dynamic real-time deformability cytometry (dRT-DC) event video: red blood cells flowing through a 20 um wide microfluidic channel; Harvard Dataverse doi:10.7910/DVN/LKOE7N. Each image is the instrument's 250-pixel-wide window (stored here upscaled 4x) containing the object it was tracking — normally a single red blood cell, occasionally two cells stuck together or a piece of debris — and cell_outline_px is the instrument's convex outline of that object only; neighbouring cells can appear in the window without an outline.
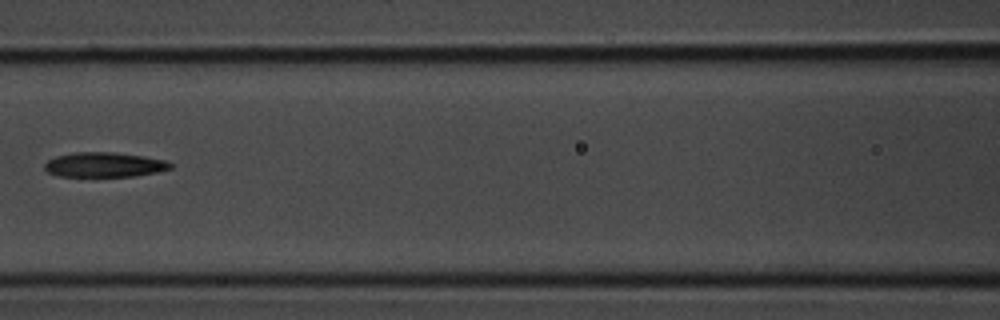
{"species": "common noctule bat (a hibernating species)", "species_latin": "Nyctalus noctula", "temperature_condition": "room temperature", "stored_images_in_passage": 5, "camera_frame_rate_fps": 3000, "um_per_image_px": 0.085, "animal": {"sex": "male", "body_mass_g": 20.1, "forearm_length_mm": 53.5}, "frame": {"image": 1, "passage_image": 5, "time_ms": 1.333, "image_size_px": [1000, 320], "cell_outline_px": [[172, 168], [156, 172], [132, 176], [60, 176], [48, 172], [44, 168], [44, 164], [48, 160], [56, 156], [72, 152], [116, 152], [144, 156], [168, 160], [172, 164]], "centroid_in_image_um": [8.88, 13.99], "position_along_channel_um": 157.7, "area_um2": 18.21}}